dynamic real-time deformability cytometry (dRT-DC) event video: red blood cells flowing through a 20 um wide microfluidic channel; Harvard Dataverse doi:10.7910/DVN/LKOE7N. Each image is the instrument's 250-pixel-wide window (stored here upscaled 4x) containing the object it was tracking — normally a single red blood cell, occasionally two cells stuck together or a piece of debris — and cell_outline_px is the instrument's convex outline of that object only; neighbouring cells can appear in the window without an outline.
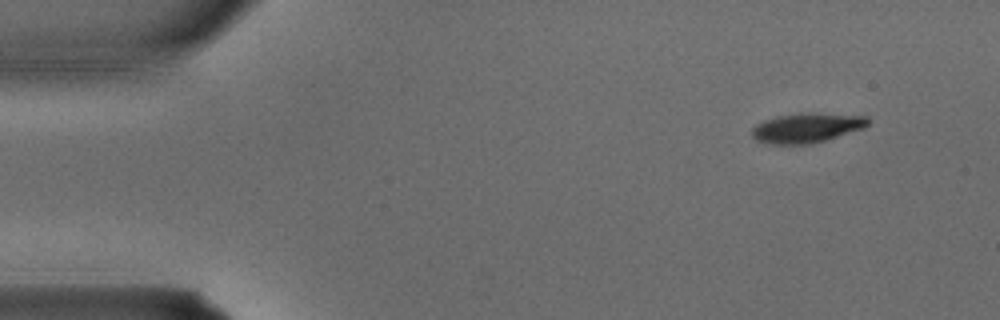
{"species": "common noctule bat (a hibernating species)", "species_latin": "Nyctalus noctula", "temperature_condition": "warm", "stored_images_in_passage": 3, "camera_frame_rate_fps": 3000, "um_per_image_px": 0.085, "animal": {"sex": "male", "body_mass_g": 15.6}, "frame": {"image": 1, "passage_image": 1, "time_ms": 0.0, "image_size_px": [1000, 320], "cell_outline_px": [[868, 124], [864, 128], [812, 144], [768, 144], [756, 140], [752, 136], [752, 128], [756, 124], [764, 120], [776, 116], [800, 112], [812, 112], [868, 116]], "centroid_in_image_um": [68.55, 10.85], "position_along_channel_um": 16.4, "area_um2": 20.29}}
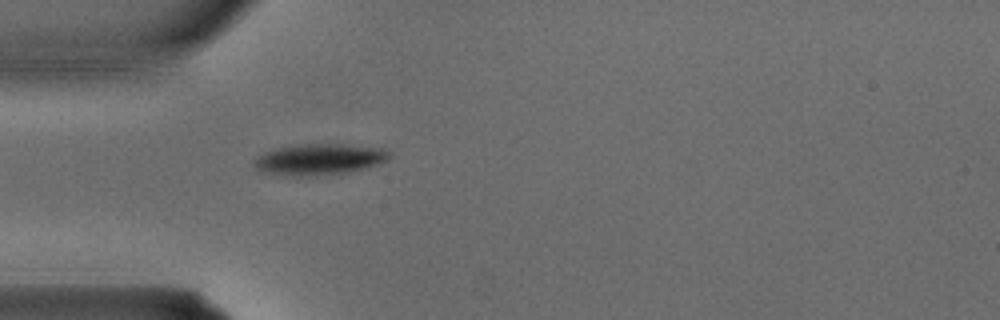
{"frame": {"image": 2, "passage_image": 3, "time_ms": 0.667, "image_size_px": [1000, 320], "cell_outline_px": [[392, 156], [388, 160], [380, 164], [368, 168], [348, 172], [324, 176], [292, 176], [260, 172], [252, 164], [256, 156], [264, 152], [280, 148], [308, 144], [340, 144], [380, 148], [388, 152]], "centroid_in_image_um": [27.14, 13.57], "position_along_channel_um": 57.9, "area_um2": 24.68}}